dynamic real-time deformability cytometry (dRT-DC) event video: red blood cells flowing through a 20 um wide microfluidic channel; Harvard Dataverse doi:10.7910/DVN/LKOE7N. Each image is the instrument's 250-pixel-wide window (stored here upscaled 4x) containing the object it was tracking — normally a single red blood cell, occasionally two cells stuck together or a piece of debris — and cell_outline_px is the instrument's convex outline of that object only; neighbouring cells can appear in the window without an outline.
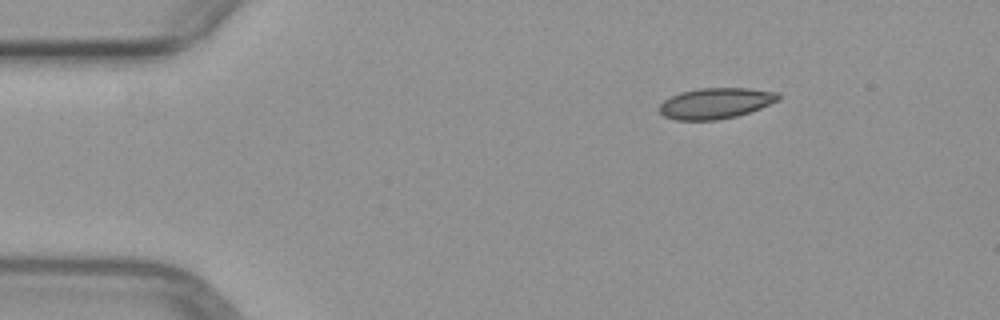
{"species": "common noctule bat (a hibernating species)", "species_latin": "Nyctalus noctula", "temperature_condition": "warm", "stored_images_in_passage": 3, "camera_frame_rate_fps": 3000, "um_per_image_px": 0.085, "animal": {"sex": "female", "body_mass_g": 29.2, "forearm_length_mm": 56.3}, "frame": {"image": 1, "passage_image": 1, "time_ms": 0.0, "image_size_px": [1000, 320], "cell_outline_px": [[780, 100], [760, 108], [736, 116], [716, 120], [676, 120], [664, 116], [660, 112], [660, 104], [664, 100], [680, 92], [700, 88], [748, 88], [776, 92], [780, 96]], "centroid_in_image_um": [60.83, 8.77], "position_along_channel_um": 24.2, "area_um2": 21.21}}